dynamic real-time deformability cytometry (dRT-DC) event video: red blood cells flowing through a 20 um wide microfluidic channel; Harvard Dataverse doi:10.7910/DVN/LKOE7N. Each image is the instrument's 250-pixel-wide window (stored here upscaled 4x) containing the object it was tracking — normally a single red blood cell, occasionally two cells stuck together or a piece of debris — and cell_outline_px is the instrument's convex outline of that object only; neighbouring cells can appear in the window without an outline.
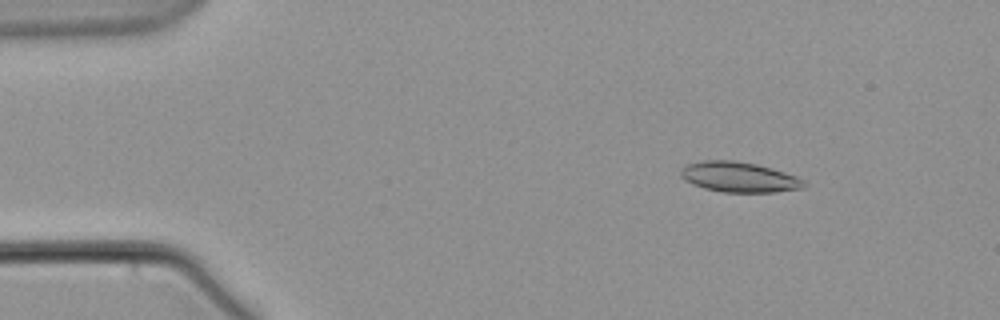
{"species": "common noctule bat (a hibernating species)", "species_latin": "Nyctalus noctula", "temperature_condition": "warm", "stored_images_in_passage": 11, "camera_frame_rate_fps": 3000, "um_per_image_px": 0.085, "animal": {"sex": "male", "body_mass_g": 21.5, "forearm_length_mm": 52.0}, "frame": {"image": 1, "passage_image": 2, "time_ms": 2.0, "image_size_px": [1000, 320], "cell_outline_px": [[808, 184], [804, 188], [776, 192], [724, 192], [704, 188], [692, 184], [684, 180], [680, 176], [680, 168], [688, 164], [704, 160], [732, 160], [756, 164], [772, 168], [796, 176], [804, 180]], "centroid_in_image_um": [62.82, 15.05], "position_along_channel_um": 22.2, "area_um2": 21.85}}
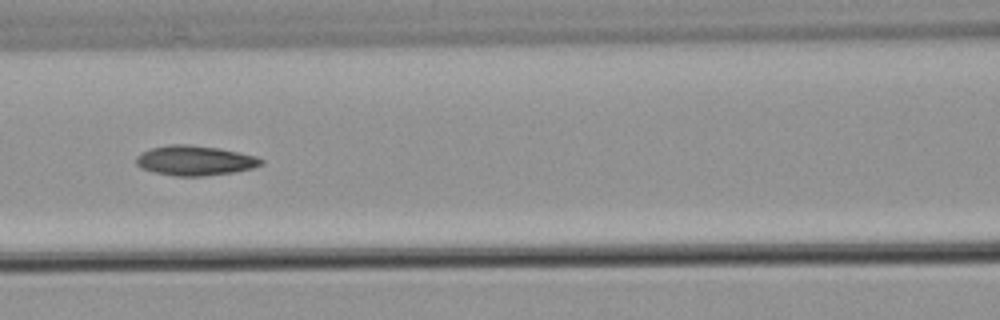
{"frame": {"image": 2, "passage_image": 7, "time_ms": 8.333, "image_size_px": [1000, 320], "cell_outline_px": [[264, 164], [252, 168], [236, 172], [204, 176], [176, 176], [152, 172], [140, 168], [136, 164], [136, 156], [140, 152], [152, 148], [168, 144], [188, 144], [220, 148], [256, 156], [264, 160]], "centroid_in_image_um": [16.55, 13.64], "position_along_channel_um": 150.0, "area_um2": 22.02}}
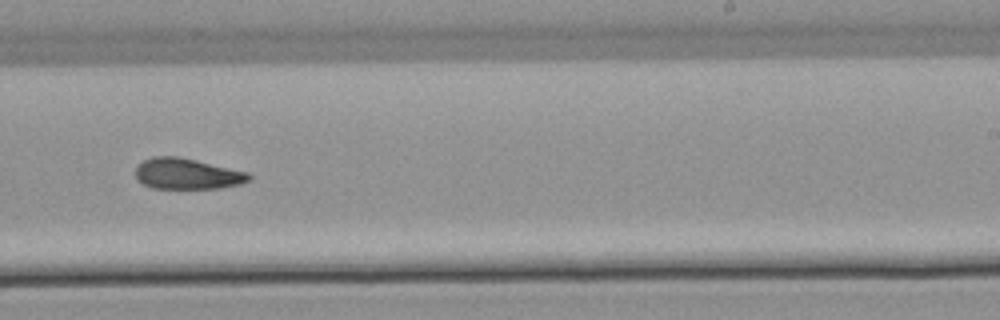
{"frame": {"image": 3, "passage_image": 10, "time_ms": 12.0, "image_size_px": [1000, 320], "cell_outline_px": [[252, 176], [248, 180], [240, 184], [220, 188], [152, 188], [136, 180], [136, 168], [144, 160], [156, 156], [176, 156], [196, 160], [248, 172]], "centroid_in_image_um": [15.9, 14.77], "position_along_channel_um": 273.1, "area_um2": 20.23}}